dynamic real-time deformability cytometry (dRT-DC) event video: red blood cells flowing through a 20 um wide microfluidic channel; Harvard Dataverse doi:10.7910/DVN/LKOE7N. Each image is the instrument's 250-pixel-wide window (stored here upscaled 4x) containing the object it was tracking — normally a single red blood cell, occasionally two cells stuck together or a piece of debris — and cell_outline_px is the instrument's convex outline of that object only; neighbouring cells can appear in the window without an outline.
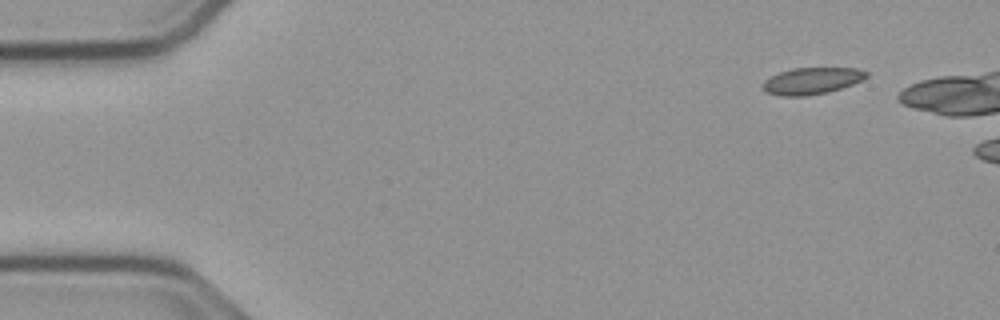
{"species": "common noctule bat (a hibernating species)", "species_latin": "Nyctalus noctula", "temperature_condition": "cold", "stored_images_in_passage": 6, "camera_frame_rate_fps": 3000, "um_per_image_px": 0.085, "animal": {"sex": "male", "body_mass_g": 23.1, "forearm_length_mm": 52.7}, "frame": {"image": 1, "passage_image": 1, "time_ms": 0.0, "image_size_px": [1000, 320], "cell_outline_px": [[868, 76], [864, 80], [828, 92], [808, 96], [780, 96], [764, 92], [760, 88], [760, 84], [764, 80], [780, 72], [792, 68], [856, 68], [868, 72]], "centroid_in_image_um": [68.96, 6.88], "position_along_channel_um": 16.0, "area_um2": 16.36}}